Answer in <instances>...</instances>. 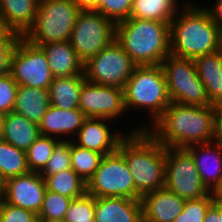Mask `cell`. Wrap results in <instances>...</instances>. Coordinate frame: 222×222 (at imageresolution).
<instances>
[{
    "label": "cell",
    "mask_w": 222,
    "mask_h": 222,
    "mask_svg": "<svg viewBox=\"0 0 222 222\" xmlns=\"http://www.w3.org/2000/svg\"><path fill=\"white\" fill-rule=\"evenodd\" d=\"M116 37V23L96 10H81L69 39L84 63L97 55Z\"/></svg>",
    "instance_id": "cell-8"
},
{
    "label": "cell",
    "mask_w": 222,
    "mask_h": 222,
    "mask_svg": "<svg viewBox=\"0 0 222 222\" xmlns=\"http://www.w3.org/2000/svg\"><path fill=\"white\" fill-rule=\"evenodd\" d=\"M86 115L79 109L62 110L49 105L45 115L38 124L40 135L50 136L60 141H69L71 134L77 136L79 129L83 126ZM65 138V139H62Z\"/></svg>",
    "instance_id": "cell-17"
},
{
    "label": "cell",
    "mask_w": 222,
    "mask_h": 222,
    "mask_svg": "<svg viewBox=\"0 0 222 222\" xmlns=\"http://www.w3.org/2000/svg\"><path fill=\"white\" fill-rule=\"evenodd\" d=\"M10 32L5 28L3 22L0 19V42L9 34Z\"/></svg>",
    "instance_id": "cell-45"
},
{
    "label": "cell",
    "mask_w": 222,
    "mask_h": 222,
    "mask_svg": "<svg viewBox=\"0 0 222 222\" xmlns=\"http://www.w3.org/2000/svg\"><path fill=\"white\" fill-rule=\"evenodd\" d=\"M4 118H5V114L0 112V138L2 135V131H3Z\"/></svg>",
    "instance_id": "cell-46"
},
{
    "label": "cell",
    "mask_w": 222,
    "mask_h": 222,
    "mask_svg": "<svg viewBox=\"0 0 222 222\" xmlns=\"http://www.w3.org/2000/svg\"><path fill=\"white\" fill-rule=\"evenodd\" d=\"M219 216H222V203H219Z\"/></svg>",
    "instance_id": "cell-49"
},
{
    "label": "cell",
    "mask_w": 222,
    "mask_h": 222,
    "mask_svg": "<svg viewBox=\"0 0 222 222\" xmlns=\"http://www.w3.org/2000/svg\"><path fill=\"white\" fill-rule=\"evenodd\" d=\"M0 171L6 180L30 172L26 151L0 139Z\"/></svg>",
    "instance_id": "cell-28"
},
{
    "label": "cell",
    "mask_w": 222,
    "mask_h": 222,
    "mask_svg": "<svg viewBox=\"0 0 222 222\" xmlns=\"http://www.w3.org/2000/svg\"><path fill=\"white\" fill-rule=\"evenodd\" d=\"M194 62L210 102L216 105L222 101V55L217 51L199 56Z\"/></svg>",
    "instance_id": "cell-23"
},
{
    "label": "cell",
    "mask_w": 222,
    "mask_h": 222,
    "mask_svg": "<svg viewBox=\"0 0 222 222\" xmlns=\"http://www.w3.org/2000/svg\"><path fill=\"white\" fill-rule=\"evenodd\" d=\"M94 219L96 222H141L140 199L123 197H94Z\"/></svg>",
    "instance_id": "cell-19"
},
{
    "label": "cell",
    "mask_w": 222,
    "mask_h": 222,
    "mask_svg": "<svg viewBox=\"0 0 222 222\" xmlns=\"http://www.w3.org/2000/svg\"><path fill=\"white\" fill-rule=\"evenodd\" d=\"M148 126L139 125L164 147L187 148L218 139L215 105L195 106L170 102L151 127Z\"/></svg>",
    "instance_id": "cell-1"
},
{
    "label": "cell",
    "mask_w": 222,
    "mask_h": 222,
    "mask_svg": "<svg viewBox=\"0 0 222 222\" xmlns=\"http://www.w3.org/2000/svg\"><path fill=\"white\" fill-rule=\"evenodd\" d=\"M5 189H6V179L3 177L0 171V199L3 198Z\"/></svg>",
    "instance_id": "cell-44"
},
{
    "label": "cell",
    "mask_w": 222,
    "mask_h": 222,
    "mask_svg": "<svg viewBox=\"0 0 222 222\" xmlns=\"http://www.w3.org/2000/svg\"><path fill=\"white\" fill-rule=\"evenodd\" d=\"M209 14L211 15L212 20L222 28V0H216L214 6L207 8Z\"/></svg>",
    "instance_id": "cell-39"
},
{
    "label": "cell",
    "mask_w": 222,
    "mask_h": 222,
    "mask_svg": "<svg viewBox=\"0 0 222 222\" xmlns=\"http://www.w3.org/2000/svg\"><path fill=\"white\" fill-rule=\"evenodd\" d=\"M39 0H0V19L10 33L23 37L34 25Z\"/></svg>",
    "instance_id": "cell-20"
},
{
    "label": "cell",
    "mask_w": 222,
    "mask_h": 222,
    "mask_svg": "<svg viewBox=\"0 0 222 222\" xmlns=\"http://www.w3.org/2000/svg\"><path fill=\"white\" fill-rule=\"evenodd\" d=\"M211 193L197 199L185 200L183 211L173 222H203L208 207L212 204Z\"/></svg>",
    "instance_id": "cell-33"
},
{
    "label": "cell",
    "mask_w": 222,
    "mask_h": 222,
    "mask_svg": "<svg viewBox=\"0 0 222 222\" xmlns=\"http://www.w3.org/2000/svg\"><path fill=\"white\" fill-rule=\"evenodd\" d=\"M18 84L10 73L0 76V112L7 114L14 109Z\"/></svg>",
    "instance_id": "cell-36"
},
{
    "label": "cell",
    "mask_w": 222,
    "mask_h": 222,
    "mask_svg": "<svg viewBox=\"0 0 222 222\" xmlns=\"http://www.w3.org/2000/svg\"><path fill=\"white\" fill-rule=\"evenodd\" d=\"M185 149L191 154L202 182L211 191L222 178V140L194 144Z\"/></svg>",
    "instance_id": "cell-18"
},
{
    "label": "cell",
    "mask_w": 222,
    "mask_h": 222,
    "mask_svg": "<svg viewBox=\"0 0 222 222\" xmlns=\"http://www.w3.org/2000/svg\"><path fill=\"white\" fill-rule=\"evenodd\" d=\"M72 198L46 190L38 218L63 221Z\"/></svg>",
    "instance_id": "cell-31"
},
{
    "label": "cell",
    "mask_w": 222,
    "mask_h": 222,
    "mask_svg": "<svg viewBox=\"0 0 222 222\" xmlns=\"http://www.w3.org/2000/svg\"><path fill=\"white\" fill-rule=\"evenodd\" d=\"M94 196L86 193L82 197L72 199L63 222L89 221L94 219Z\"/></svg>",
    "instance_id": "cell-34"
},
{
    "label": "cell",
    "mask_w": 222,
    "mask_h": 222,
    "mask_svg": "<svg viewBox=\"0 0 222 222\" xmlns=\"http://www.w3.org/2000/svg\"><path fill=\"white\" fill-rule=\"evenodd\" d=\"M37 219L35 213L0 199V222H37Z\"/></svg>",
    "instance_id": "cell-37"
},
{
    "label": "cell",
    "mask_w": 222,
    "mask_h": 222,
    "mask_svg": "<svg viewBox=\"0 0 222 222\" xmlns=\"http://www.w3.org/2000/svg\"><path fill=\"white\" fill-rule=\"evenodd\" d=\"M178 5V0H133L130 17L170 23L180 9Z\"/></svg>",
    "instance_id": "cell-26"
},
{
    "label": "cell",
    "mask_w": 222,
    "mask_h": 222,
    "mask_svg": "<svg viewBox=\"0 0 222 222\" xmlns=\"http://www.w3.org/2000/svg\"><path fill=\"white\" fill-rule=\"evenodd\" d=\"M82 10H95L100 0H74Z\"/></svg>",
    "instance_id": "cell-42"
},
{
    "label": "cell",
    "mask_w": 222,
    "mask_h": 222,
    "mask_svg": "<svg viewBox=\"0 0 222 222\" xmlns=\"http://www.w3.org/2000/svg\"><path fill=\"white\" fill-rule=\"evenodd\" d=\"M85 80L84 74L53 78L48 89L50 104L62 110L79 108L80 92Z\"/></svg>",
    "instance_id": "cell-25"
},
{
    "label": "cell",
    "mask_w": 222,
    "mask_h": 222,
    "mask_svg": "<svg viewBox=\"0 0 222 222\" xmlns=\"http://www.w3.org/2000/svg\"><path fill=\"white\" fill-rule=\"evenodd\" d=\"M49 105L48 90L28 86L17 87L13 111L21 114L29 121L38 125Z\"/></svg>",
    "instance_id": "cell-24"
},
{
    "label": "cell",
    "mask_w": 222,
    "mask_h": 222,
    "mask_svg": "<svg viewBox=\"0 0 222 222\" xmlns=\"http://www.w3.org/2000/svg\"><path fill=\"white\" fill-rule=\"evenodd\" d=\"M216 109V135L222 140V101L215 105Z\"/></svg>",
    "instance_id": "cell-41"
},
{
    "label": "cell",
    "mask_w": 222,
    "mask_h": 222,
    "mask_svg": "<svg viewBox=\"0 0 222 222\" xmlns=\"http://www.w3.org/2000/svg\"><path fill=\"white\" fill-rule=\"evenodd\" d=\"M136 66L121 45L114 40L84 62L83 74L86 80L92 83L124 89Z\"/></svg>",
    "instance_id": "cell-10"
},
{
    "label": "cell",
    "mask_w": 222,
    "mask_h": 222,
    "mask_svg": "<svg viewBox=\"0 0 222 222\" xmlns=\"http://www.w3.org/2000/svg\"><path fill=\"white\" fill-rule=\"evenodd\" d=\"M111 120L105 118L87 117L79 129L77 139L72 140L78 146L103 155H109L118 150L120 141L126 134L111 131ZM109 122V123H107ZM111 129V130H110ZM78 141V142H77Z\"/></svg>",
    "instance_id": "cell-15"
},
{
    "label": "cell",
    "mask_w": 222,
    "mask_h": 222,
    "mask_svg": "<svg viewBox=\"0 0 222 222\" xmlns=\"http://www.w3.org/2000/svg\"><path fill=\"white\" fill-rule=\"evenodd\" d=\"M46 190L45 180L40 172L30 171L6 180V189L2 199L10 205L38 215Z\"/></svg>",
    "instance_id": "cell-14"
},
{
    "label": "cell",
    "mask_w": 222,
    "mask_h": 222,
    "mask_svg": "<svg viewBox=\"0 0 222 222\" xmlns=\"http://www.w3.org/2000/svg\"><path fill=\"white\" fill-rule=\"evenodd\" d=\"M140 200L146 222H173L185 204L184 199L165 187L143 194Z\"/></svg>",
    "instance_id": "cell-16"
},
{
    "label": "cell",
    "mask_w": 222,
    "mask_h": 222,
    "mask_svg": "<svg viewBox=\"0 0 222 222\" xmlns=\"http://www.w3.org/2000/svg\"><path fill=\"white\" fill-rule=\"evenodd\" d=\"M213 201L222 203V178L210 191Z\"/></svg>",
    "instance_id": "cell-43"
},
{
    "label": "cell",
    "mask_w": 222,
    "mask_h": 222,
    "mask_svg": "<svg viewBox=\"0 0 222 222\" xmlns=\"http://www.w3.org/2000/svg\"><path fill=\"white\" fill-rule=\"evenodd\" d=\"M203 222H222V216H219V202H212L208 207Z\"/></svg>",
    "instance_id": "cell-40"
},
{
    "label": "cell",
    "mask_w": 222,
    "mask_h": 222,
    "mask_svg": "<svg viewBox=\"0 0 222 222\" xmlns=\"http://www.w3.org/2000/svg\"><path fill=\"white\" fill-rule=\"evenodd\" d=\"M181 8L170 22L171 55L194 60L217 52L220 28L206 7L188 1Z\"/></svg>",
    "instance_id": "cell-2"
},
{
    "label": "cell",
    "mask_w": 222,
    "mask_h": 222,
    "mask_svg": "<svg viewBox=\"0 0 222 222\" xmlns=\"http://www.w3.org/2000/svg\"><path fill=\"white\" fill-rule=\"evenodd\" d=\"M74 222H96L95 219H89V221H74Z\"/></svg>",
    "instance_id": "cell-50"
},
{
    "label": "cell",
    "mask_w": 222,
    "mask_h": 222,
    "mask_svg": "<svg viewBox=\"0 0 222 222\" xmlns=\"http://www.w3.org/2000/svg\"><path fill=\"white\" fill-rule=\"evenodd\" d=\"M132 6L133 0H100L95 10L117 23L130 17Z\"/></svg>",
    "instance_id": "cell-35"
},
{
    "label": "cell",
    "mask_w": 222,
    "mask_h": 222,
    "mask_svg": "<svg viewBox=\"0 0 222 222\" xmlns=\"http://www.w3.org/2000/svg\"><path fill=\"white\" fill-rule=\"evenodd\" d=\"M35 46L40 47L45 53L54 78L83 74L84 63L80 60L69 41Z\"/></svg>",
    "instance_id": "cell-21"
},
{
    "label": "cell",
    "mask_w": 222,
    "mask_h": 222,
    "mask_svg": "<svg viewBox=\"0 0 222 222\" xmlns=\"http://www.w3.org/2000/svg\"><path fill=\"white\" fill-rule=\"evenodd\" d=\"M67 169H71V140L60 141L56 145L40 175H52Z\"/></svg>",
    "instance_id": "cell-32"
},
{
    "label": "cell",
    "mask_w": 222,
    "mask_h": 222,
    "mask_svg": "<svg viewBox=\"0 0 222 222\" xmlns=\"http://www.w3.org/2000/svg\"><path fill=\"white\" fill-rule=\"evenodd\" d=\"M18 86L49 89L53 81L43 50L20 37L10 59V71Z\"/></svg>",
    "instance_id": "cell-12"
},
{
    "label": "cell",
    "mask_w": 222,
    "mask_h": 222,
    "mask_svg": "<svg viewBox=\"0 0 222 222\" xmlns=\"http://www.w3.org/2000/svg\"><path fill=\"white\" fill-rule=\"evenodd\" d=\"M46 189L72 199L82 197L87 193V182L72 169L60 171L52 175H41Z\"/></svg>",
    "instance_id": "cell-27"
},
{
    "label": "cell",
    "mask_w": 222,
    "mask_h": 222,
    "mask_svg": "<svg viewBox=\"0 0 222 222\" xmlns=\"http://www.w3.org/2000/svg\"><path fill=\"white\" fill-rule=\"evenodd\" d=\"M115 40L137 66L160 65L171 54L167 22L129 17L116 23Z\"/></svg>",
    "instance_id": "cell-4"
},
{
    "label": "cell",
    "mask_w": 222,
    "mask_h": 222,
    "mask_svg": "<svg viewBox=\"0 0 222 222\" xmlns=\"http://www.w3.org/2000/svg\"><path fill=\"white\" fill-rule=\"evenodd\" d=\"M20 37L15 33H9L0 42V76L9 73L10 59Z\"/></svg>",
    "instance_id": "cell-38"
},
{
    "label": "cell",
    "mask_w": 222,
    "mask_h": 222,
    "mask_svg": "<svg viewBox=\"0 0 222 222\" xmlns=\"http://www.w3.org/2000/svg\"><path fill=\"white\" fill-rule=\"evenodd\" d=\"M37 222H63V221H56V220H49V219L38 218Z\"/></svg>",
    "instance_id": "cell-48"
},
{
    "label": "cell",
    "mask_w": 222,
    "mask_h": 222,
    "mask_svg": "<svg viewBox=\"0 0 222 222\" xmlns=\"http://www.w3.org/2000/svg\"><path fill=\"white\" fill-rule=\"evenodd\" d=\"M87 193L94 197L141 199L124 157L118 152L104 155L87 182Z\"/></svg>",
    "instance_id": "cell-9"
},
{
    "label": "cell",
    "mask_w": 222,
    "mask_h": 222,
    "mask_svg": "<svg viewBox=\"0 0 222 222\" xmlns=\"http://www.w3.org/2000/svg\"><path fill=\"white\" fill-rule=\"evenodd\" d=\"M59 139L40 135L26 150L27 165L32 172H41L47 165Z\"/></svg>",
    "instance_id": "cell-30"
},
{
    "label": "cell",
    "mask_w": 222,
    "mask_h": 222,
    "mask_svg": "<svg viewBox=\"0 0 222 222\" xmlns=\"http://www.w3.org/2000/svg\"><path fill=\"white\" fill-rule=\"evenodd\" d=\"M124 98L127 111L147 108L152 125L171 102L161 65L136 66L124 87Z\"/></svg>",
    "instance_id": "cell-5"
},
{
    "label": "cell",
    "mask_w": 222,
    "mask_h": 222,
    "mask_svg": "<svg viewBox=\"0 0 222 222\" xmlns=\"http://www.w3.org/2000/svg\"><path fill=\"white\" fill-rule=\"evenodd\" d=\"M103 154L82 148L71 140V169L85 182L99 167Z\"/></svg>",
    "instance_id": "cell-29"
},
{
    "label": "cell",
    "mask_w": 222,
    "mask_h": 222,
    "mask_svg": "<svg viewBox=\"0 0 222 222\" xmlns=\"http://www.w3.org/2000/svg\"><path fill=\"white\" fill-rule=\"evenodd\" d=\"M218 51L222 55V28L219 31Z\"/></svg>",
    "instance_id": "cell-47"
},
{
    "label": "cell",
    "mask_w": 222,
    "mask_h": 222,
    "mask_svg": "<svg viewBox=\"0 0 222 222\" xmlns=\"http://www.w3.org/2000/svg\"><path fill=\"white\" fill-rule=\"evenodd\" d=\"M81 10L74 0H39L34 25L23 37L32 45L69 41Z\"/></svg>",
    "instance_id": "cell-6"
},
{
    "label": "cell",
    "mask_w": 222,
    "mask_h": 222,
    "mask_svg": "<svg viewBox=\"0 0 222 222\" xmlns=\"http://www.w3.org/2000/svg\"><path fill=\"white\" fill-rule=\"evenodd\" d=\"M39 136L40 132L37 124L14 111L5 114L0 139L26 151Z\"/></svg>",
    "instance_id": "cell-22"
},
{
    "label": "cell",
    "mask_w": 222,
    "mask_h": 222,
    "mask_svg": "<svg viewBox=\"0 0 222 222\" xmlns=\"http://www.w3.org/2000/svg\"><path fill=\"white\" fill-rule=\"evenodd\" d=\"M171 102L212 106L206 88L200 80L193 59L168 55L162 62Z\"/></svg>",
    "instance_id": "cell-7"
},
{
    "label": "cell",
    "mask_w": 222,
    "mask_h": 222,
    "mask_svg": "<svg viewBox=\"0 0 222 222\" xmlns=\"http://www.w3.org/2000/svg\"><path fill=\"white\" fill-rule=\"evenodd\" d=\"M118 145L133 177L135 188L141 194L165 186V147L147 130L140 127L127 133Z\"/></svg>",
    "instance_id": "cell-3"
},
{
    "label": "cell",
    "mask_w": 222,
    "mask_h": 222,
    "mask_svg": "<svg viewBox=\"0 0 222 222\" xmlns=\"http://www.w3.org/2000/svg\"><path fill=\"white\" fill-rule=\"evenodd\" d=\"M165 188L184 200L208 196L191 154L185 148L165 147Z\"/></svg>",
    "instance_id": "cell-11"
},
{
    "label": "cell",
    "mask_w": 222,
    "mask_h": 222,
    "mask_svg": "<svg viewBox=\"0 0 222 222\" xmlns=\"http://www.w3.org/2000/svg\"><path fill=\"white\" fill-rule=\"evenodd\" d=\"M79 109L86 117L113 121L127 112L124 89L85 80L80 92Z\"/></svg>",
    "instance_id": "cell-13"
}]
</instances>
